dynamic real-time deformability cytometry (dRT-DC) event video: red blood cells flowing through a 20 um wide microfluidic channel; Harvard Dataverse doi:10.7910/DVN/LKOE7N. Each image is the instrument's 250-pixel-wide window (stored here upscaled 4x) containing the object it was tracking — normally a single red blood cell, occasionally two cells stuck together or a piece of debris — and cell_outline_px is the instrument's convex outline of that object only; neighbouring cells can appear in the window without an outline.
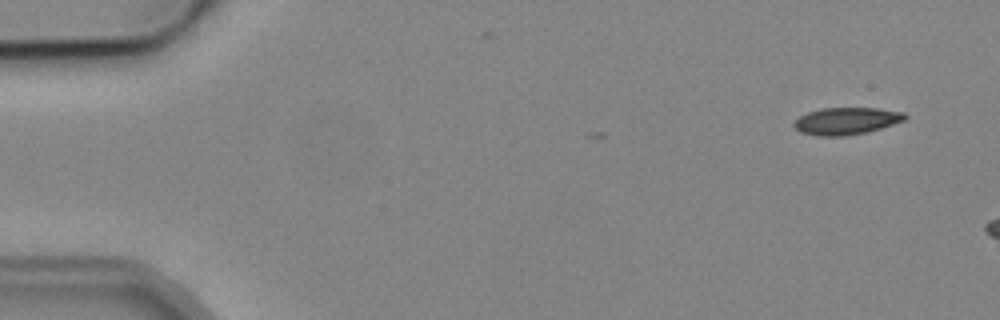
{"species": "common noctule bat (a hibernating species)", "species_latin": "Nyctalus noctula", "temperature_condition": "cold", "stored_images_in_passage": 3, "camera_frame_rate_fps": 3000, "um_per_image_px": 0.085, "animal": {"sex": "male", "body_mass_g": 19.2, "forearm_length_mm": 51.8}, "frame": {"image": 1, "passage_image": 1, "time_ms": 0.0, "image_size_px": [1000, 320], "cell_outline_px": [[908, 116], [904, 120], [868, 132], [844, 136], [816, 136], [800, 132], [792, 124], [800, 116], [808, 112], [824, 108], [876, 108], [904, 112]], "centroid_in_image_um": [71.93, 10.29], "position_along_channel_um": 13.1, "area_um2": 17.46}}